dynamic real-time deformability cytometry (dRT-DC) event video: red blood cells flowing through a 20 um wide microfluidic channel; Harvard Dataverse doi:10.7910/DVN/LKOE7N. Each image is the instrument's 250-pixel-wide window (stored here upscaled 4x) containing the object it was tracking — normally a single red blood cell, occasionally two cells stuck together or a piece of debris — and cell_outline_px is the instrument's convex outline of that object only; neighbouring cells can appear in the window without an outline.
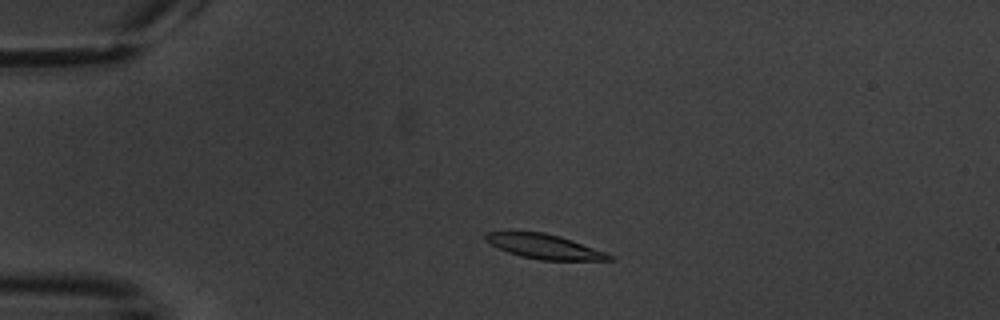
{"species": "common noctule bat (a hibernating species)", "species_latin": "Nyctalus noctula", "temperature_condition": "warm", "stored_images_in_passage": 3, "camera_frame_rate_fps": 3000, "um_per_image_px": 0.085, "animal": {"sex": "male", "body_mass_g": 20.1, "forearm_length_mm": 53.5}, "frame": {"image": 1, "passage_image": 2, "time_ms": 1.333, "image_size_px": [1000, 320], "cell_outline_px": [[616, 260], [540, 260], [520, 256], [508, 252], [488, 244], [484, 240], [484, 236], [488, 232], [544, 232], [560, 236], [572, 240], [604, 252], [612, 256]], "centroid_in_image_um": [46.23, 20.96], "position_along_channel_um": 38.8, "area_um2": 17.57}}